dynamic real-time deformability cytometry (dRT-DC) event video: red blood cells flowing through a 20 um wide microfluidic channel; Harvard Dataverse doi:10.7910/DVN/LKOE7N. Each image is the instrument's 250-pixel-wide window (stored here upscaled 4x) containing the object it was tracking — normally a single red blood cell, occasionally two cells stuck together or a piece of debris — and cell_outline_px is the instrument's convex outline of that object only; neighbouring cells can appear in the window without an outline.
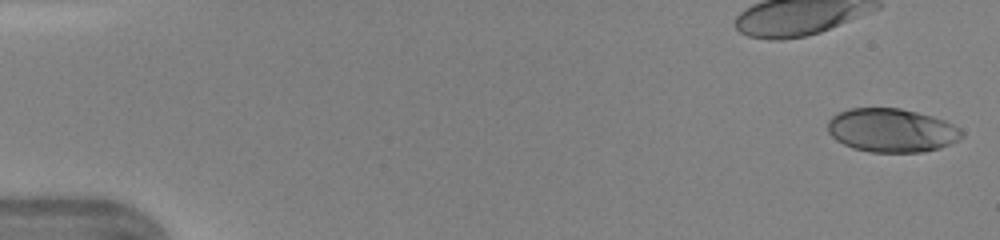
{"species": "human", "species_latin": "Homo sapiens", "temperature_condition": "warm", "stored_images_in_passage": 46, "camera_frame_rate_fps": 3000, "um_per_image_px": 0.085, "donor": {"sex": "female"}, "frame": {"image": 1, "passage_image": 1, "time_ms": 0.0, "image_size_px": [1000, 240], "cell_outline_px": [[964, 136], [960, 140], [952, 144], [940, 148], [924, 152], [872, 152], [852, 148], [836, 140], [828, 132], [828, 120], [832, 116], [840, 112], [852, 108], [900, 108], [932, 116], [944, 120], [960, 128], [964, 132]], "centroid_in_image_um": [75.82, 11.09], "position_along_channel_um": 9.2, "area_um2": 34.28}}
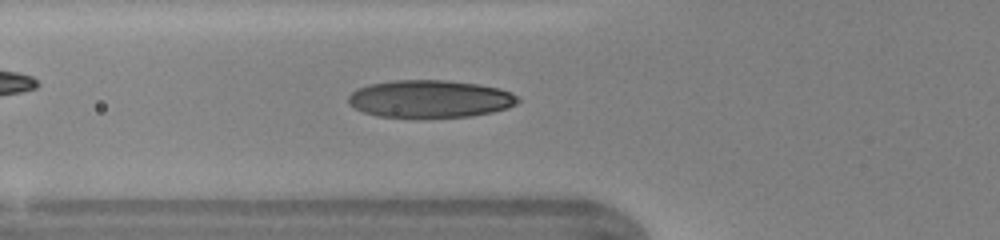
{"frame": {"image": 2, "passage_image": 17, "time_ms": 5.333, "image_size_px": [1000, 240], "cell_outline_px": [[520, 100], [516, 104], [508, 108], [492, 112], [472, 116], [416, 120], [376, 116], [364, 112], [348, 104], [348, 96], [356, 88], [368, 84], [392, 80], [448, 80], [476, 84], [500, 88], [516, 96]], "centroid_in_image_um": [36.5, 8.44], "position_along_channel_um": 89.3, "area_um2": 38.15}}
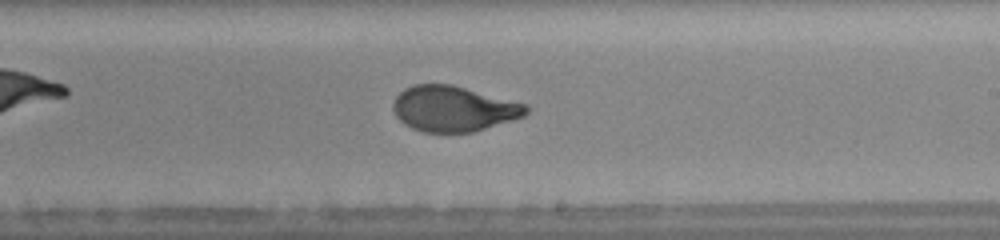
{"frame": {"image": 3, "passage_image": 28, "time_ms": 9.0, "image_size_px": [1000, 240], "cell_outline_px": [[528, 112], [524, 116], [512, 120], [472, 132], [424, 132], [412, 128], [404, 124], [396, 116], [392, 108], [392, 104], [396, 96], [404, 88], [412, 84], [452, 84], [528, 104]], "centroid_in_image_um": [38.53, 9.23], "position_along_channel_um": 250.5, "area_um2": 35.37}, "authors_computed_cell_mechanics": {"area_um2": 36.0961, "velocity_mm_per_s": 4.3753, "shape_relaxation_time_tau1_ms": 5.1928, "shape_relaxation_time_tau2_ms": null, "deformation_change_tau1": 0.2254, "deformation_change_tau2": null}}